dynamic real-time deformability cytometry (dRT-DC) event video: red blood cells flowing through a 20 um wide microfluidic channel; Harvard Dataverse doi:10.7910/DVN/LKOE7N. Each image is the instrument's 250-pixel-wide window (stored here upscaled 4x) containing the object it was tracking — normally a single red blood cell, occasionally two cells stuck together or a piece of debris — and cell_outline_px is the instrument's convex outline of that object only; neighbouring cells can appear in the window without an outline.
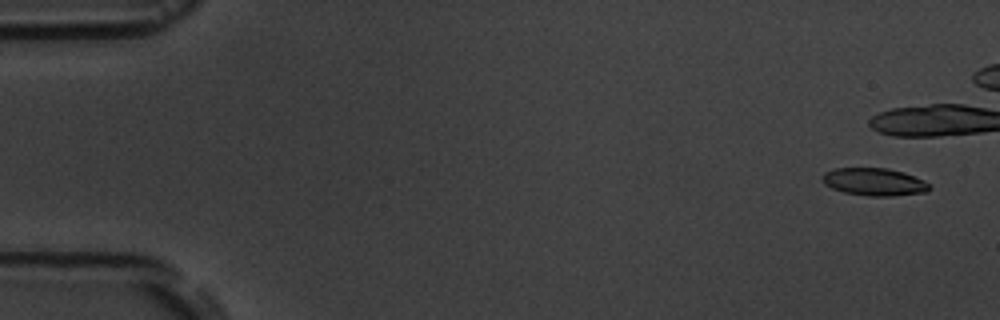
{"species": "common noctule bat (a hibernating species)", "species_latin": "Nyctalus noctula", "temperature_condition": "room temperature", "stored_images_in_passage": 16, "camera_frame_rate_fps": 3000, "um_per_image_px": 0.085, "animal": {"sex": "male", "body_mass_g": 19.5, "forearm_length_mm": 54.6}, "frame": {"image": 1, "passage_image": 1, "time_ms": 0.0, "image_size_px": [1000, 320], "cell_outline_px": [[932, 188], [924, 192], [892, 196], [868, 196], [844, 192], [832, 188], [824, 184], [820, 176], [824, 172], [836, 168], [888, 168], [904, 172], [924, 180]], "centroid_in_image_um": [74.28, 15.45], "position_along_channel_um": 10.7, "area_um2": 17.28}}